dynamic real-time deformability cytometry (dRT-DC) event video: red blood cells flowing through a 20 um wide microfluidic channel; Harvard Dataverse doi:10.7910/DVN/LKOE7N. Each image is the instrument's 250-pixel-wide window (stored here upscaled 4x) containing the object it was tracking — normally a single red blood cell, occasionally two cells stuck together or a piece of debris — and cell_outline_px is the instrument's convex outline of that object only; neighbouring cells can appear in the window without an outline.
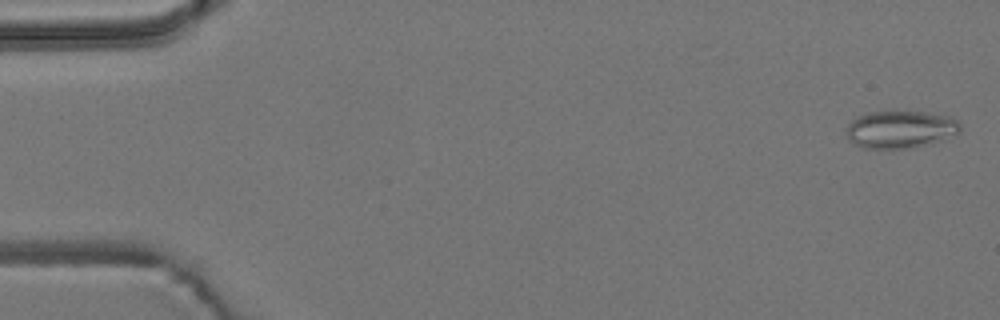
{"species": "common noctule bat (a hibernating species)", "species_latin": "Nyctalus noctula", "temperature_condition": "room temperature", "stored_images_in_passage": 5, "camera_frame_rate_fps": 3000, "um_per_image_px": 0.085, "animal": {"sex": "male", "body_mass_g": 19.2, "forearm_length_mm": 51.8}, "frame": {"image": 1, "passage_image": 1, "time_ms": 0.0, "image_size_px": [1000, 320], "cell_outline_px": [[960, 132], [932, 144], [912, 148], [864, 148], [848, 140], [844, 132], [848, 124], [852, 120], [868, 112], [924, 112], [948, 116], [956, 120], [960, 124]], "centroid_in_image_um": [76.52, 11.01], "position_along_channel_um": 8.5, "area_um2": 24.85}}